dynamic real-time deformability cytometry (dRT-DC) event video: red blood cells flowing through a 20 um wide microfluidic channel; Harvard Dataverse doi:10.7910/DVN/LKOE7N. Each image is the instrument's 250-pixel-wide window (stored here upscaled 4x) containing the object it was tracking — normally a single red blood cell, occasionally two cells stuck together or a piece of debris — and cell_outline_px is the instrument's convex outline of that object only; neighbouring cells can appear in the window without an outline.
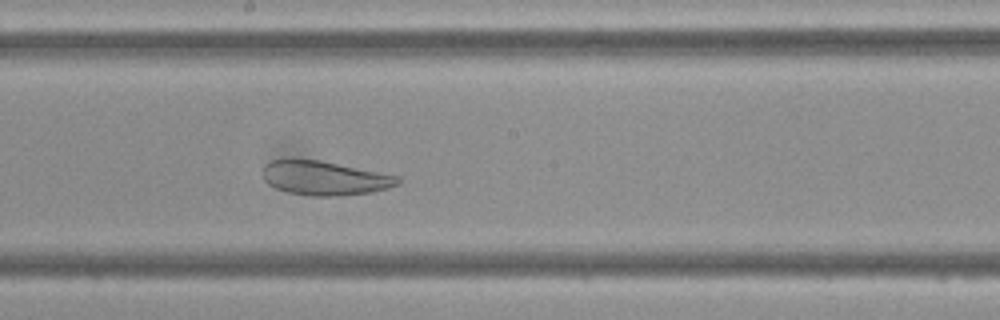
{"species": "Egyptian fruit bat (a non-hibernating species)", "species_latin": "Rousettus aegyptiacus", "temperature_condition": "cold", "stored_images_in_passage": 44, "camera_frame_rate_fps": 3000, "um_per_image_px": 0.085, "frame": {"image": 1, "passage_image": 22, "time_ms": 7.0, "image_size_px": [1000, 320], "cell_outline_px": [[400, 184], [388, 188], [372, 192], [336, 196], [312, 196], [288, 192], [276, 188], [268, 184], [264, 180], [264, 164], [272, 160], [292, 156], [320, 160], [400, 176]], "centroid_in_image_um": [27.56, 15.1], "position_along_channel_um": 220.6, "area_um2": 27.4}}
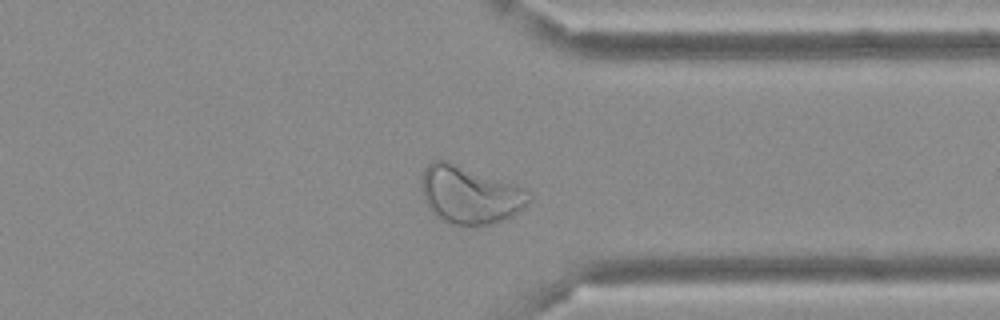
{"frame": {"image": 2, "passage_image": 33, "time_ms": 10.667, "image_size_px": [1000, 320], "cell_outline_px": [[532, 200], [524, 208], [512, 216], [488, 224], [448, 224], [436, 216], [432, 212], [424, 200], [420, 184], [420, 176], [424, 168], [432, 160], [444, 160], [512, 184], [528, 192], [532, 196]], "centroid_in_image_um": [39.88, 16.56], "position_along_channel_um": 371.5, "area_um2": 35.6}}
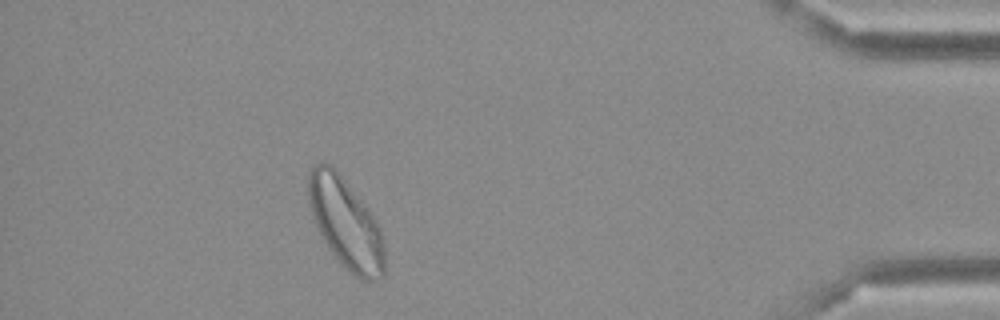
{"frame": {"image": 3, "passage_image": 39, "time_ms": 12.667, "image_size_px": [1000, 320], "cell_outline_px": [[384, 276], [380, 280], [360, 280], [344, 268], [340, 264], [328, 248], [316, 224], [308, 200], [308, 176], [312, 168], [316, 164], [332, 164], [340, 172], [368, 208], [376, 220], [380, 228], [384, 244]], "centroid_in_image_um": [29.41, 18.99], "position_along_channel_um": 405.8, "area_um2": 40.23}}